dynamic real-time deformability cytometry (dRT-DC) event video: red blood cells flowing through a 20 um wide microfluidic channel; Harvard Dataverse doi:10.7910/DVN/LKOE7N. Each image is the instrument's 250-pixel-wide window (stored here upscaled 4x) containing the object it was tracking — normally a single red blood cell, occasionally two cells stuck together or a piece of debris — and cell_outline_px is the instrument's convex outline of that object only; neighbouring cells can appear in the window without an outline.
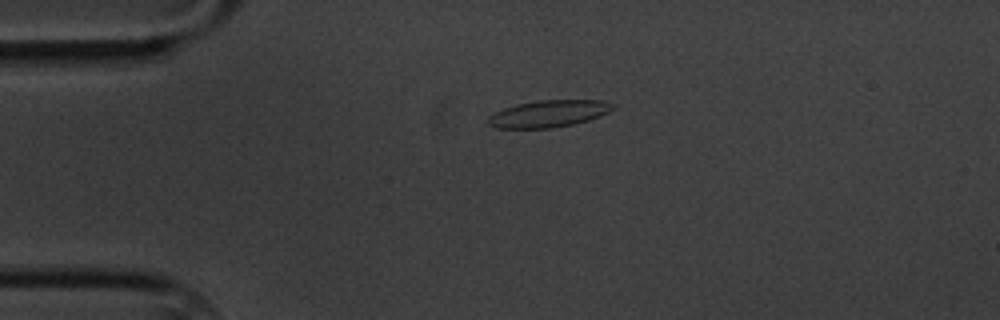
{"species": "common noctule bat (a hibernating species)", "species_latin": "Nyctalus noctula", "temperature_condition": "cold", "stored_images_in_passage": 2, "camera_frame_rate_fps": 3000, "um_per_image_px": 0.085, "animal": {"sex": "male", "body_mass_g": 20.1, "forearm_length_mm": 53.5}, "frame": {"image": 1, "passage_image": 1, "time_ms": 0.0, "image_size_px": [1000, 320], "cell_outline_px": [[616, 108], [600, 116], [588, 120], [572, 124], [552, 128], [496, 128], [488, 124], [488, 116], [504, 108], [516, 104], [536, 100], [600, 100], [616, 104]], "centroid_in_image_um": [46.65, 9.65], "position_along_channel_um": 38.3, "area_um2": 19.65}}